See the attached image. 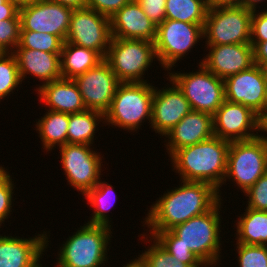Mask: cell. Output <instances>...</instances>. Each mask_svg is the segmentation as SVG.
Returning a JSON list of instances; mask_svg holds the SVG:
<instances>
[{"label":"cell","mask_w":267,"mask_h":267,"mask_svg":"<svg viewBox=\"0 0 267 267\" xmlns=\"http://www.w3.org/2000/svg\"><path fill=\"white\" fill-rule=\"evenodd\" d=\"M20 19L19 8L9 1H5L0 6V20Z\"/></svg>","instance_id":"42"},{"label":"cell","mask_w":267,"mask_h":267,"mask_svg":"<svg viewBox=\"0 0 267 267\" xmlns=\"http://www.w3.org/2000/svg\"><path fill=\"white\" fill-rule=\"evenodd\" d=\"M64 41L49 33L20 31L19 44L15 49H32L50 53H61Z\"/></svg>","instance_id":"31"},{"label":"cell","mask_w":267,"mask_h":267,"mask_svg":"<svg viewBox=\"0 0 267 267\" xmlns=\"http://www.w3.org/2000/svg\"><path fill=\"white\" fill-rule=\"evenodd\" d=\"M214 136L213 116L191 110L185 117L164 135L166 150L171 156L176 150L205 141Z\"/></svg>","instance_id":"20"},{"label":"cell","mask_w":267,"mask_h":267,"mask_svg":"<svg viewBox=\"0 0 267 267\" xmlns=\"http://www.w3.org/2000/svg\"><path fill=\"white\" fill-rule=\"evenodd\" d=\"M16 59L21 80L27 75L39 78L40 83L35 91L46 83L62 78L61 53H50L32 49H14L11 52Z\"/></svg>","instance_id":"22"},{"label":"cell","mask_w":267,"mask_h":267,"mask_svg":"<svg viewBox=\"0 0 267 267\" xmlns=\"http://www.w3.org/2000/svg\"><path fill=\"white\" fill-rule=\"evenodd\" d=\"M206 48L209 52L199 63L223 80L254 65L251 44L216 45Z\"/></svg>","instance_id":"19"},{"label":"cell","mask_w":267,"mask_h":267,"mask_svg":"<svg viewBox=\"0 0 267 267\" xmlns=\"http://www.w3.org/2000/svg\"><path fill=\"white\" fill-rule=\"evenodd\" d=\"M73 9H81L86 7L87 0H50Z\"/></svg>","instance_id":"43"},{"label":"cell","mask_w":267,"mask_h":267,"mask_svg":"<svg viewBox=\"0 0 267 267\" xmlns=\"http://www.w3.org/2000/svg\"><path fill=\"white\" fill-rule=\"evenodd\" d=\"M149 233L148 236H152L170 255L178 260L190 267H206L188 247L180 242V238L171 230Z\"/></svg>","instance_id":"30"},{"label":"cell","mask_w":267,"mask_h":267,"mask_svg":"<svg viewBox=\"0 0 267 267\" xmlns=\"http://www.w3.org/2000/svg\"><path fill=\"white\" fill-rule=\"evenodd\" d=\"M103 60L94 50L64 42L60 55L61 76L65 79H74L95 68Z\"/></svg>","instance_id":"24"},{"label":"cell","mask_w":267,"mask_h":267,"mask_svg":"<svg viewBox=\"0 0 267 267\" xmlns=\"http://www.w3.org/2000/svg\"><path fill=\"white\" fill-rule=\"evenodd\" d=\"M202 38L204 33L201 25L165 19L156 29L154 46L157 61L163 70H173L179 59L187 56Z\"/></svg>","instance_id":"10"},{"label":"cell","mask_w":267,"mask_h":267,"mask_svg":"<svg viewBox=\"0 0 267 267\" xmlns=\"http://www.w3.org/2000/svg\"><path fill=\"white\" fill-rule=\"evenodd\" d=\"M6 52L0 47V56L4 55Z\"/></svg>","instance_id":"51"},{"label":"cell","mask_w":267,"mask_h":267,"mask_svg":"<svg viewBox=\"0 0 267 267\" xmlns=\"http://www.w3.org/2000/svg\"><path fill=\"white\" fill-rule=\"evenodd\" d=\"M7 1L15 4L18 8H21V7L29 5L30 3H32L35 0H7Z\"/></svg>","instance_id":"48"},{"label":"cell","mask_w":267,"mask_h":267,"mask_svg":"<svg viewBox=\"0 0 267 267\" xmlns=\"http://www.w3.org/2000/svg\"><path fill=\"white\" fill-rule=\"evenodd\" d=\"M113 186L106 181L100 180L99 183L92 189L88 190L83 196L86 197L87 203L93 208V215L90 221L85 223L105 225L111 227V220L109 219V210L113 207L117 200V195H113ZM115 196V197H114ZM116 198V199H115ZM111 201H114L111 203Z\"/></svg>","instance_id":"28"},{"label":"cell","mask_w":267,"mask_h":267,"mask_svg":"<svg viewBox=\"0 0 267 267\" xmlns=\"http://www.w3.org/2000/svg\"><path fill=\"white\" fill-rule=\"evenodd\" d=\"M142 237V241L145 242H153L151 246H148V249L142 251L140 255H138L141 262L146 267H190L189 265L185 264L184 262L178 260L176 257L170 255L165 248H163L152 236H146V233L140 234ZM149 238V241H148ZM145 239V240H143Z\"/></svg>","instance_id":"32"},{"label":"cell","mask_w":267,"mask_h":267,"mask_svg":"<svg viewBox=\"0 0 267 267\" xmlns=\"http://www.w3.org/2000/svg\"><path fill=\"white\" fill-rule=\"evenodd\" d=\"M170 84L162 89L154 87L152 99L151 126L155 133L162 137L177 125L192 109L189 101L177 85L168 79ZM165 88V89H164Z\"/></svg>","instance_id":"17"},{"label":"cell","mask_w":267,"mask_h":267,"mask_svg":"<svg viewBox=\"0 0 267 267\" xmlns=\"http://www.w3.org/2000/svg\"><path fill=\"white\" fill-rule=\"evenodd\" d=\"M112 37L155 41L157 26L147 17L136 0H130L110 17Z\"/></svg>","instance_id":"21"},{"label":"cell","mask_w":267,"mask_h":267,"mask_svg":"<svg viewBox=\"0 0 267 267\" xmlns=\"http://www.w3.org/2000/svg\"><path fill=\"white\" fill-rule=\"evenodd\" d=\"M147 17L156 25L165 20L166 0H136Z\"/></svg>","instance_id":"39"},{"label":"cell","mask_w":267,"mask_h":267,"mask_svg":"<svg viewBox=\"0 0 267 267\" xmlns=\"http://www.w3.org/2000/svg\"><path fill=\"white\" fill-rule=\"evenodd\" d=\"M241 0H211V7L240 5Z\"/></svg>","instance_id":"45"},{"label":"cell","mask_w":267,"mask_h":267,"mask_svg":"<svg viewBox=\"0 0 267 267\" xmlns=\"http://www.w3.org/2000/svg\"><path fill=\"white\" fill-rule=\"evenodd\" d=\"M266 71L254 64L224 79L225 100L250 108L259 117L265 112Z\"/></svg>","instance_id":"15"},{"label":"cell","mask_w":267,"mask_h":267,"mask_svg":"<svg viewBox=\"0 0 267 267\" xmlns=\"http://www.w3.org/2000/svg\"><path fill=\"white\" fill-rule=\"evenodd\" d=\"M253 47L254 64H257L267 70V41L250 42Z\"/></svg>","instance_id":"41"},{"label":"cell","mask_w":267,"mask_h":267,"mask_svg":"<svg viewBox=\"0 0 267 267\" xmlns=\"http://www.w3.org/2000/svg\"><path fill=\"white\" fill-rule=\"evenodd\" d=\"M165 19L199 24L204 28L208 7L200 0H166Z\"/></svg>","instance_id":"29"},{"label":"cell","mask_w":267,"mask_h":267,"mask_svg":"<svg viewBox=\"0 0 267 267\" xmlns=\"http://www.w3.org/2000/svg\"><path fill=\"white\" fill-rule=\"evenodd\" d=\"M122 266L123 267H146L138 257L131 261L129 260V263L125 265L123 264Z\"/></svg>","instance_id":"47"},{"label":"cell","mask_w":267,"mask_h":267,"mask_svg":"<svg viewBox=\"0 0 267 267\" xmlns=\"http://www.w3.org/2000/svg\"><path fill=\"white\" fill-rule=\"evenodd\" d=\"M20 30V19L0 20V47L6 53H11L18 46Z\"/></svg>","instance_id":"36"},{"label":"cell","mask_w":267,"mask_h":267,"mask_svg":"<svg viewBox=\"0 0 267 267\" xmlns=\"http://www.w3.org/2000/svg\"><path fill=\"white\" fill-rule=\"evenodd\" d=\"M157 59L154 42L112 37L105 61L121 83L149 82L143 75Z\"/></svg>","instance_id":"6"},{"label":"cell","mask_w":267,"mask_h":267,"mask_svg":"<svg viewBox=\"0 0 267 267\" xmlns=\"http://www.w3.org/2000/svg\"><path fill=\"white\" fill-rule=\"evenodd\" d=\"M111 40L110 18L86 7L73 10L65 42L94 50L105 59Z\"/></svg>","instance_id":"12"},{"label":"cell","mask_w":267,"mask_h":267,"mask_svg":"<svg viewBox=\"0 0 267 267\" xmlns=\"http://www.w3.org/2000/svg\"><path fill=\"white\" fill-rule=\"evenodd\" d=\"M266 0H241V3L239 6H242L246 9H249V10H256L257 8V5L260 4V3H263L265 2ZM260 2V3H259Z\"/></svg>","instance_id":"46"},{"label":"cell","mask_w":267,"mask_h":267,"mask_svg":"<svg viewBox=\"0 0 267 267\" xmlns=\"http://www.w3.org/2000/svg\"><path fill=\"white\" fill-rule=\"evenodd\" d=\"M129 1L130 0H87L86 8L97 11L110 18Z\"/></svg>","instance_id":"40"},{"label":"cell","mask_w":267,"mask_h":267,"mask_svg":"<svg viewBox=\"0 0 267 267\" xmlns=\"http://www.w3.org/2000/svg\"><path fill=\"white\" fill-rule=\"evenodd\" d=\"M259 122L250 108L225 100L213 115V133L228 142L250 140L259 136Z\"/></svg>","instance_id":"14"},{"label":"cell","mask_w":267,"mask_h":267,"mask_svg":"<svg viewBox=\"0 0 267 267\" xmlns=\"http://www.w3.org/2000/svg\"><path fill=\"white\" fill-rule=\"evenodd\" d=\"M73 80L78 86L86 109L103 114L109 109L121 83L105 60Z\"/></svg>","instance_id":"16"},{"label":"cell","mask_w":267,"mask_h":267,"mask_svg":"<svg viewBox=\"0 0 267 267\" xmlns=\"http://www.w3.org/2000/svg\"><path fill=\"white\" fill-rule=\"evenodd\" d=\"M248 208L267 211V172L262 175L247 191Z\"/></svg>","instance_id":"37"},{"label":"cell","mask_w":267,"mask_h":267,"mask_svg":"<svg viewBox=\"0 0 267 267\" xmlns=\"http://www.w3.org/2000/svg\"><path fill=\"white\" fill-rule=\"evenodd\" d=\"M238 266L267 267V245H247L236 242Z\"/></svg>","instance_id":"34"},{"label":"cell","mask_w":267,"mask_h":267,"mask_svg":"<svg viewBox=\"0 0 267 267\" xmlns=\"http://www.w3.org/2000/svg\"><path fill=\"white\" fill-rule=\"evenodd\" d=\"M230 142L213 136L208 140L176 150L171 156L172 169L180 175V181L206 182L218 190L226 174Z\"/></svg>","instance_id":"2"},{"label":"cell","mask_w":267,"mask_h":267,"mask_svg":"<svg viewBox=\"0 0 267 267\" xmlns=\"http://www.w3.org/2000/svg\"><path fill=\"white\" fill-rule=\"evenodd\" d=\"M265 86H266V93H265V112H267V71H266Z\"/></svg>","instance_id":"49"},{"label":"cell","mask_w":267,"mask_h":267,"mask_svg":"<svg viewBox=\"0 0 267 267\" xmlns=\"http://www.w3.org/2000/svg\"><path fill=\"white\" fill-rule=\"evenodd\" d=\"M47 234L44 231L28 239L0 235V267H39L43 252L51 242Z\"/></svg>","instance_id":"18"},{"label":"cell","mask_w":267,"mask_h":267,"mask_svg":"<svg viewBox=\"0 0 267 267\" xmlns=\"http://www.w3.org/2000/svg\"><path fill=\"white\" fill-rule=\"evenodd\" d=\"M197 71L168 72L169 79L183 92L191 109L214 115L225 101L224 80L214 75L202 63Z\"/></svg>","instance_id":"9"},{"label":"cell","mask_w":267,"mask_h":267,"mask_svg":"<svg viewBox=\"0 0 267 267\" xmlns=\"http://www.w3.org/2000/svg\"><path fill=\"white\" fill-rule=\"evenodd\" d=\"M235 221L236 242L247 245H267V211L246 207Z\"/></svg>","instance_id":"25"},{"label":"cell","mask_w":267,"mask_h":267,"mask_svg":"<svg viewBox=\"0 0 267 267\" xmlns=\"http://www.w3.org/2000/svg\"><path fill=\"white\" fill-rule=\"evenodd\" d=\"M36 122V132L42 141L43 149L48 152L67 144L69 114L47 110Z\"/></svg>","instance_id":"26"},{"label":"cell","mask_w":267,"mask_h":267,"mask_svg":"<svg viewBox=\"0 0 267 267\" xmlns=\"http://www.w3.org/2000/svg\"><path fill=\"white\" fill-rule=\"evenodd\" d=\"M154 86L150 82L120 83L109 109L105 112L106 125L128 132L140 129L144 120L152 119Z\"/></svg>","instance_id":"5"},{"label":"cell","mask_w":267,"mask_h":267,"mask_svg":"<svg viewBox=\"0 0 267 267\" xmlns=\"http://www.w3.org/2000/svg\"><path fill=\"white\" fill-rule=\"evenodd\" d=\"M221 201L208 212L170 229L206 267H214L221 261Z\"/></svg>","instance_id":"4"},{"label":"cell","mask_w":267,"mask_h":267,"mask_svg":"<svg viewBox=\"0 0 267 267\" xmlns=\"http://www.w3.org/2000/svg\"><path fill=\"white\" fill-rule=\"evenodd\" d=\"M267 172V143L260 137L230 142L227 157L226 181L237 184L244 193Z\"/></svg>","instance_id":"8"},{"label":"cell","mask_w":267,"mask_h":267,"mask_svg":"<svg viewBox=\"0 0 267 267\" xmlns=\"http://www.w3.org/2000/svg\"><path fill=\"white\" fill-rule=\"evenodd\" d=\"M80 227L58 249L57 267L106 266L112 227L89 223Z\"/></svg>","instance_id":"3"},{"label":"cell","mask_w":267,"mask_h":267,"mask_svg":"<svg viewBox=\"0 0 267 267\" xmlns=\"http://www.w3.org/2000/svg\"><path fill=\"white\" fill-rule=\"evenodd\" d=\"M60 161L67 183L84 195L101 180V152L92 149L91 145L67 143L59 147ZM97 152V153H96Z\"/></svg>","instance_id":"11"},{"label":"cell","mask_w":267,"mask_h":267,"mask_svg":"<svg viewBox=\"0 0 267 267\" xmlns=\"http://www.w3.org/2000/svg\"><path fill=\"white\" fill-rule=\"evenodd\" d=\"M259 131L265 132L267 134V112H264L260 116V122H259ZM262 132L260 134V137L267 143V136L266 134L262 135Z\"/></svg>","instance_id":"44"},{"label":"cell","mask_w":267,"mask_h":267,"mask_svg":"<svg viewBox=\"0 0 267 267\" xmlns=\"http://www.w3.org/2000/svg\"><path fill=\"white\" fill-rule=\"evenodd\" d=\"M104 114L96 110H86L69 114L67 129V143L94 144L95 131L100 122L105 124Z\"/></svg>","instance_id":"27"},{"label":"cell","mask_w":267,"mask_h":267,"mask_svg":"<svg viewBox=\"0 0 267 267\" xmlns=\"http://www.w3.org/2000/svg\"><path fill=\"white\" fill-rule=\"evenodd\" d=\"M40 102L52 111L73 114L86 111L82 95L73 79L60 78L41 85L37 90Z\"/></svg>","instance_id":"23"},{"label":"cell","mask_w":267,"mask_h":267,"mask_svg":"<svg viewBox=\"0 0 267 267\" xmlns=\"http://www.w3.org/2000/svg\"><path fill=\"white\" fill-rule=\"evenodd\" d=\"M73 10L50 0H35L19 8L20 31L49 33L65 42Z\"/></svg>","instance_id":"13"},{"label":"cell","mask_w":267,"mask_h":267,"mask_svg":"<svg viewBox=\"0 0 267 267\" xmlns=\"http://www.w3.org/2000/svg\"><path fill=\"white\" fill-rule=\"evenodd\" d=\"M267 41V9L252 11L250 42Z\"/></svg>","instance_id":"38"},{"label":"cell","mask_w":267,"mask_h":267,"mask_svg":"<svg viewBox=\"0 0 267 267\" xmlns=\"http://www.w3.org/2000/svg\"><path fill=\"white\" fill-rule=\"evenodd\" d=\"M201 2H203L208 8L211 7V0H200Z\"/></svg>","instance_id":"50"},{"label":"cell","mask_w":267,"mask_h":267,"mask_svg":"<svg viewBox=\"0 0 267 267\" xmlns=\"http://www.w3.org/2000/svg\"><path fill=\"white\" fill-rule=\"evenodd\" d=\"M22 80L15 56L5 53L0 56V101L11 95L16 88L21 87Z\"/></svg>","instance_id":"33"},{"label":"cell","mask_w":267,"mask_h":267,"mask_svg":"<svg viewBox=\"0 0 267 267\" xmlns=\"http://www.w3.org/2000/svg\"><path fill=\"white\" fill-rule=\"evenodd\" d=\"M5 1H6V0H0V6H1V4L4 3Z\"/></svg>","instance_id":"52"},{"label":"cell","mask_w":267,"mask_h":267,"mask_svg":"<svg viewBox=\"0 0 267 267\" xmlns=\"http://www.w3.org/2000/svg\"><path fill=\"white\" fill-rule=\"evenodd\" d=\"M252 10L239 5L208 8L204 38L207 45L250 44Z\"/></svg>","instance_id":"7"},{"label":"cell","mask_w":267,"mask_h":267,"mask_svg":"<svg viewBox=\"0 0 267 267\" xmlns=\"http://www.w3.org/2000/svg\"><path fill=\"white\" fill-rule=\"evenodd\" d=\"M8 169L0 166V228L5 220L10 218V212L13 207L14 181L10 176Z\"/></svg>","instance_id":"35"},{"label":"cell","mask_w":267,"mask_h":267,"mask_svg":"<svg viewBox=\"0 0 267 267\" xmlns=\"http://www.w3.org/2000/svg\"><path fill=\"white\" fill-rule=\"evenodd\" d=\"M180 184L165 191L155 204L149 206L151 208L143 219L149 232L170 230L208 212L220 201L218 190L209 183L182 181Z\"/></svg>","instance_id":"1"}]
</instances>
